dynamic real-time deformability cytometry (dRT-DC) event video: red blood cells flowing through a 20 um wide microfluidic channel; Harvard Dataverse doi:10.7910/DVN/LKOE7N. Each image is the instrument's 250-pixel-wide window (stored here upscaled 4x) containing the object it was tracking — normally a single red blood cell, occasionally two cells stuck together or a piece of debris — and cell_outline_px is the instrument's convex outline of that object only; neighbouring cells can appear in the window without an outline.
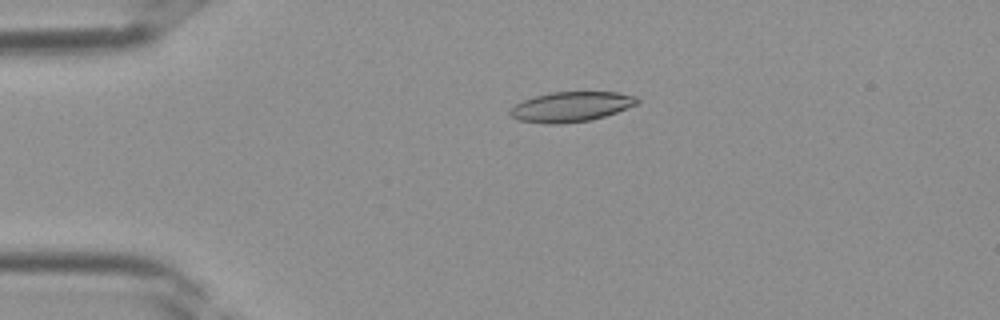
{"species": "Egyptian fruit bat (a non-hibernating species)", "species_latin": "Rousettus aegyptiacus", "temperature_condition": "room temperature", "stored_images_in_passage": 35, "camera_frame_rate_fps": 3000, "um_per_image_px": 0.085, "frame": {"image": 1, "passage_image": 6, "time_ms": 1.667, "image_size_px": [1000, 320], "cell_outline_px": [[640, 100], [636, 104], [616, 112], [604, 116], [588, 120], [556, 124], [548, 124], [516, 120], [508, 112], [520, 100], [552, 92], [620, 92], [636, 96]], "centroid_in_image_um": [48.52, 9.06], "position_along_channel_um": 36.5, "area_um2": 22.08}}
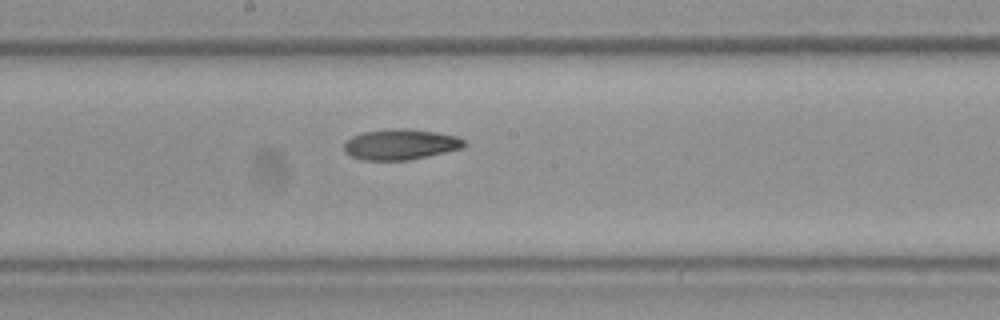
{"frame": {"image": 2, "passage_image": 18, "time_ms": 5.667, "image_size_px": [1000, 320], "cell_outline_px": [[468, 144], [464, 148], [408, 160], [360, 160], [344, 152], [344, 144], [352, 136], [364, 132], [392, 128], [408, 128], [436, 132], [456, 136], [464, 140]], "centroid_in_image_um": [34.06, 12.27], "position_along_channel_um": 214.1, "area_um2": 21.5}}
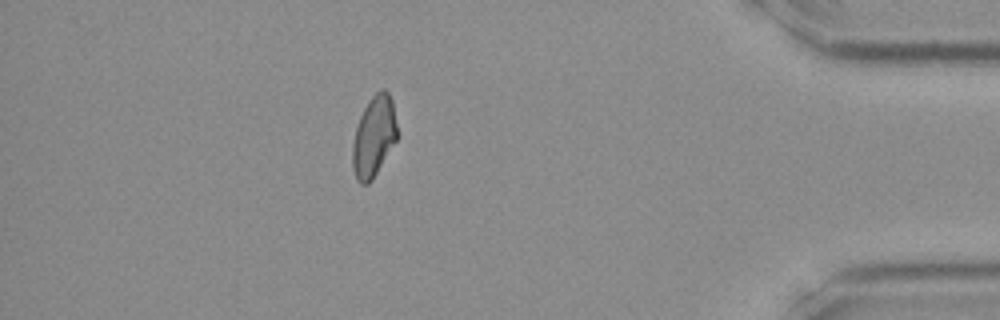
{"frame": {"image": 3, "passage_image": 31, "time_ms": 10.0, "image_size_px": [1000, 320], "cell_outline_px": [[396, 140], [372, 180], [368, 184], [360, 184], [356, 180], [352, 168], [352, 144], [356, 128], [360, 116], [368, 100], [380, 88], [384, 88], [388, 92], [392, 100], [396, 124]], "centroid_in_image_um": [31.75, 11.6], "position_along_channel_um": 403.5, "area_um2": 20.92}}